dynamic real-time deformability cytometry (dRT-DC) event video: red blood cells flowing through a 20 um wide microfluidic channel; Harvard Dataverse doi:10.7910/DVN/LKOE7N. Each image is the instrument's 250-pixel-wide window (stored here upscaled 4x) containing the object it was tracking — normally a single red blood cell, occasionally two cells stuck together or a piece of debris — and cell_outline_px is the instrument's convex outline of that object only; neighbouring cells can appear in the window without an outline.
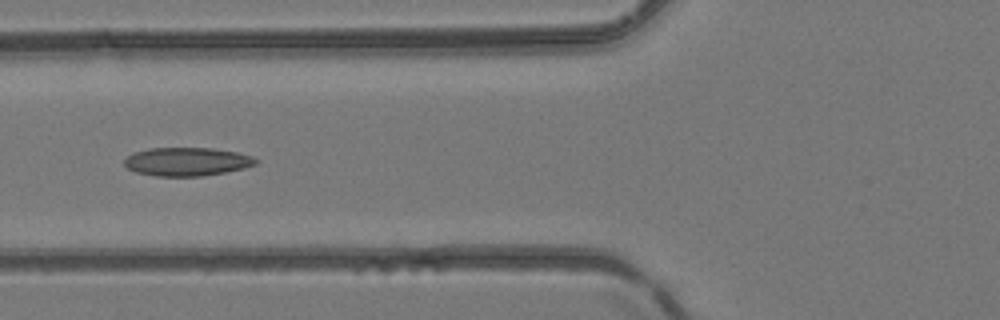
{"species": "common noctule bat (a hibernating species)", "species_latin": "Nyctalus noctula", "temperature_condition": "room temperature", "stored_images_in_passage": 5, "camera_frame_rate_fps": 3000, "um_per_image_px": 0.085, "animal": {"sex": "female", "body_mass_g": 24.6, "forearm_length_mm": 56.2}, "frame": {"image": 1, "passage_image": 5, "time_ms": 1.333, "image_size_px": [1000, 320], "cell_outline_px": [[260, 160], [256, 164], [244, 168], [224, 172], [200, 176], [156, 176], [136, 172], [128, 168], [124, 164], [124, 160], [132, 152], [148, 148], [212, 148], [236, 152], [252, 156]], "centroid_in_image_um": [15.88, 13.73], "position_along_channel_um": 109.9, "area_um2": 21.79}}